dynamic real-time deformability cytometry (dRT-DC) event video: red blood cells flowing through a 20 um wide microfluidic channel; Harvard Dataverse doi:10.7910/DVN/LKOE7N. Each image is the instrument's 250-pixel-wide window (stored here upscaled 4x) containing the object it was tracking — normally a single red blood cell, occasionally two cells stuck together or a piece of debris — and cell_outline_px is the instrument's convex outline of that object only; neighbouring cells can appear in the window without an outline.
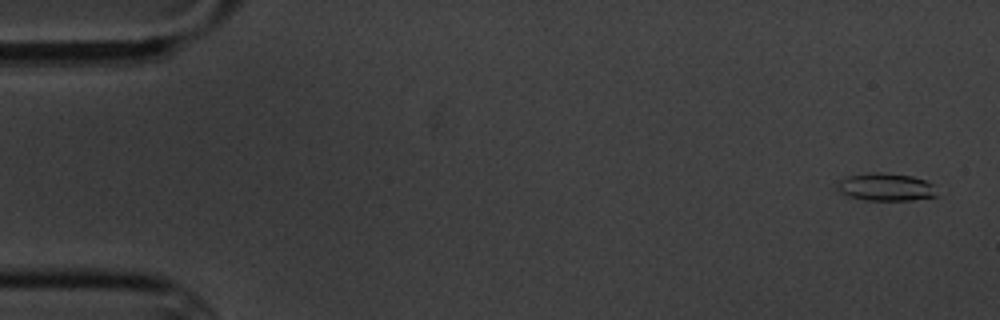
{"species": "common noctule bat (a hibernating species)", "species_latin": "Nyctalus noctula", "temperature_condition": "cold", "stored_images_in_passage": 5, "camera_frame_rate_fps": 3000, "um_per_image_px": 0.085, "animal": {"sex": "male", "body_mass_g": 20.1, "forearm_length_mm": 53.5}, "frame": {"image": 1, "passage_image": 1, "time_ms": 0.0, "image_size_px": [1000, 320], "cell_outline_px": [[936, 196], [912, 200], [864, 200], [848, 196], [840, 192], [836, 188], [836, 184], [840, 180], [848, 176], [872, 172], [880, 172], [912, 176], [924, 180], [932, 184]], "centroid_in_image_um": [75.24, 15.9], "position_along_channel_um": 9.8, "area_um2": 15.95}}
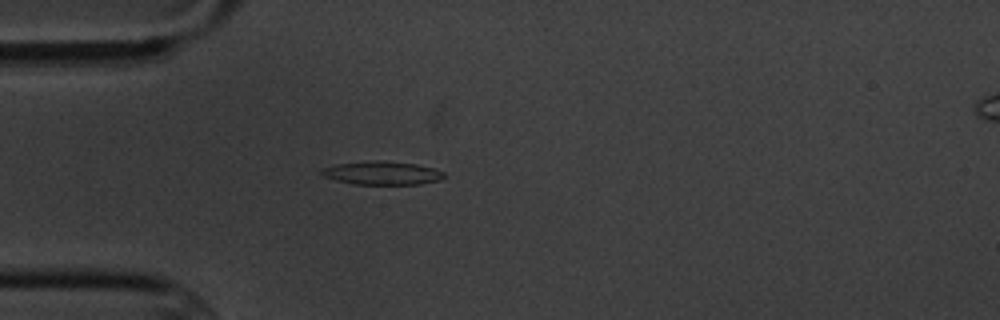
{"frame": {"image": 2, "passage_image": 5, "time_ms": 4.667, "image_size_px": [1000, 320], "cell_outline_px": [[444, 176], [440, 180], [420, 184], [356, 184], [336, 180], [324, 176], [320, 172], [320, 168], [336, 164], [372, 160], [384, 160], [416, 164], [432, 168], [444, 172]], "centroid_in_image_um": [32.46, 14.69], "position_along_channel_um": 52.5, "area_um2": 16.7}}